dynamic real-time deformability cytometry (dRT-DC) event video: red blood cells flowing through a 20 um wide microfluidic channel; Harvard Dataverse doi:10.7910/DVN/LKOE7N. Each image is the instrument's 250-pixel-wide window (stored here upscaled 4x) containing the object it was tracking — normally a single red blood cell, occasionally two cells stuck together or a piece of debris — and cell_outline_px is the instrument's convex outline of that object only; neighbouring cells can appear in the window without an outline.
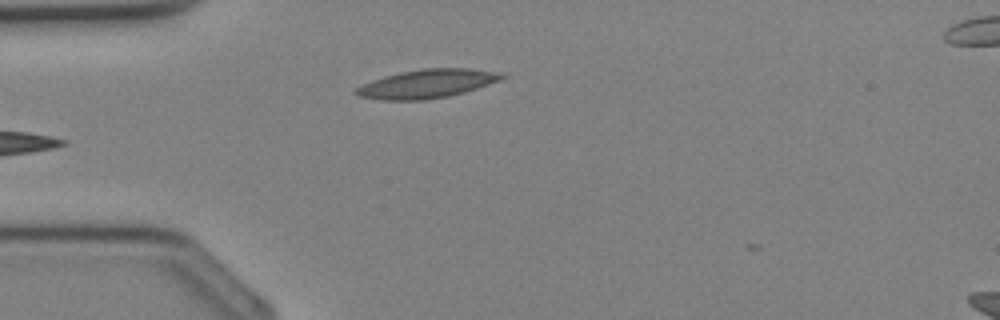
{"species": "Egyptian fruit bat (a non-hibernating species)", "species_latin": "Rousettus aegyptiacus", "temperature_condition": "cold", "stored_images_in_passage": 7, "camera_frame_rate_fps": 3000, "um_per_image_px": 0.085, "animal": {"sex": "female"}, "frame": {"image": 1, "passage_image": 6, "time_ms": 1.667, "image_size_px": [1000, 320], "cell_outline_px": [[508, 76], [500, 80], [464, 92], [448, 96], [424, 100], [380, 100], [356, 96], [352, 92], [356, 88], [372, 80], [384, 76], [400, 72], [420, 68], [472, 68], [504, 72]], "centroid_in_image_um": [36.31, 7.11], "position_along_channel_um": 48.7, "area_um2": 24.62}}